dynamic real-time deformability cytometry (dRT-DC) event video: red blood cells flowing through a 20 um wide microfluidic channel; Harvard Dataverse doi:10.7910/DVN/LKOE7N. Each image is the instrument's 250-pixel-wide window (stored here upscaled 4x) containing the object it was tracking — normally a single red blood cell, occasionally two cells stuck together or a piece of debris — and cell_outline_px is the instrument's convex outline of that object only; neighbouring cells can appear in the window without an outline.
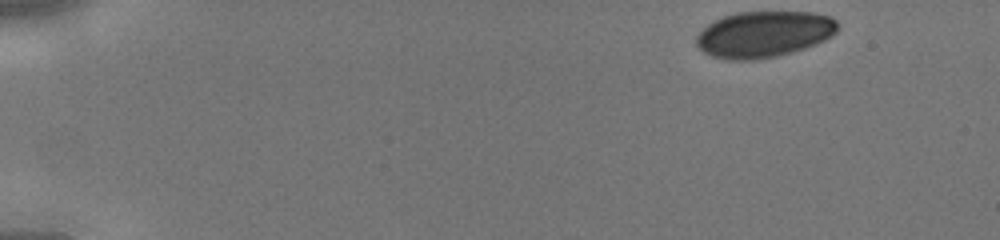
{"species": "human", "species_latin": "Homo sapiens", "temperature_condition": "cold", "stored_images_in_passage": 9, "camera_frame_rate_fps": 3000, "um_per_image_px": 0.085, "donor": {"sex": "male"}, "frame": {"image": 1, "passage_image": 1, "time_ms": 0.0, "image_size_px": [1000, 240], "cell_outline_px": [[840, 28], [832, 36], [816, 44], [792, 52], [776, 56], [756, 60], [728, 60], [712, 56], [704, 52], [696, 44], [696, 36], [708, 24], [724, 16], [736, 12], [812, 12], [832, 16], [836, 20]], "centroid_in_image_um": [64.96, 2.91], "position_along_channel_um": 20.0, "area_um2": 38.21}}